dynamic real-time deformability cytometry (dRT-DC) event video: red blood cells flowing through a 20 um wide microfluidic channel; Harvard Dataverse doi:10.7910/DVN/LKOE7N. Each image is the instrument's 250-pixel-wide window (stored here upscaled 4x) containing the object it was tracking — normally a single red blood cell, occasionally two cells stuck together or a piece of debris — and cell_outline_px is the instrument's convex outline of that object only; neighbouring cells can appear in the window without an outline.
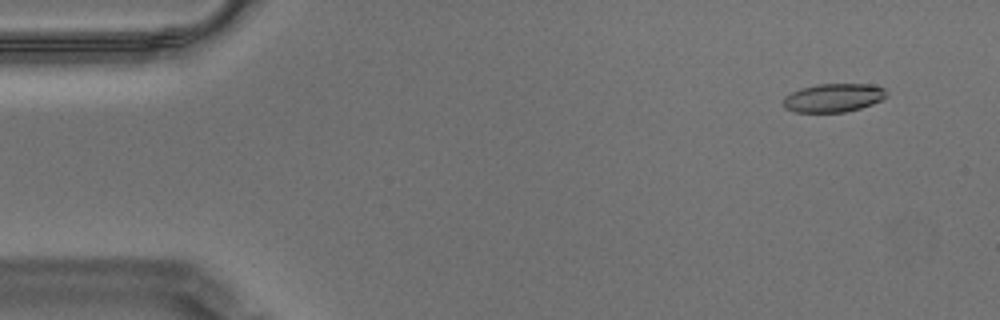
{"species": "Egyptian fruit bat (a non-hibernating species)", "species_latin": "Rousettus aegyptiacus", "temperature_condition": "warm", "stored_images_in_passage": 58, "camera_frame_rate_fps": 3000, "um_per_image_px": 0.085, "animal": {"sex": "male"}, "frame": {"image": 1, "passage_image": 5, "time_ms": 1.333, "image_size_px": [1000, 320], "cell_outline_px": [[888, 96], [872, 104], [860, 108], [844, 112], [796, 112], [784, 108], [784, 96], [800, 88], [816, 84], [872, 84], [884, 88], [888, 92]], "centroid_in_image_um": [70.86, 8.3], "position_along_channel_um": 14.1, "area_um2": 17.22}}
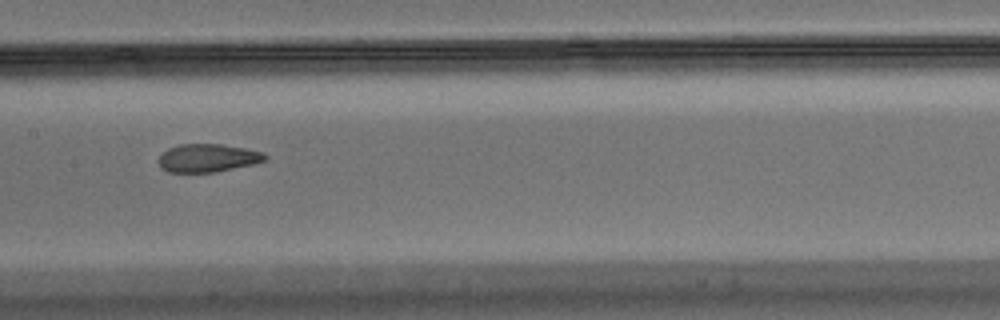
{"frame": {"image": 2, "passage_image": 29, "time_ms": 9.333, "image_size_px": [1000, 320], "cell_outline_px": [[268, 156], [264, 160], [252, 164], [216, 172], [168, 172], [160, 168], [160, 156], [168, 148], [180, 144], [220, 144], [244, 148], [264, 152]], "centroid_in_image_um": [17.66, 13.43], "position_along_channel_um": 189.7, "area_um2": 17.28}}
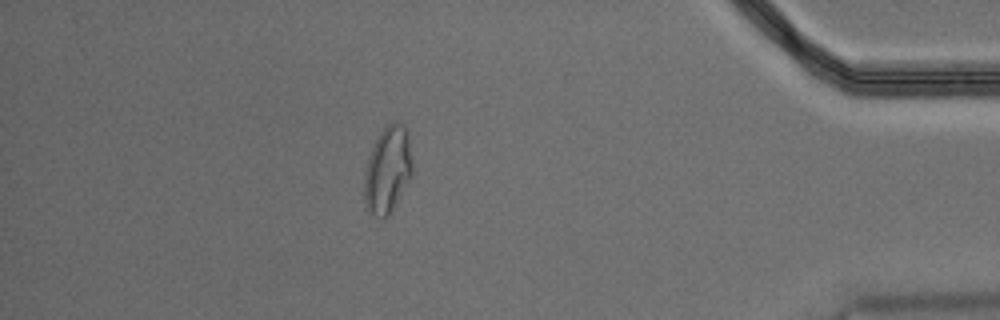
{"frame": {"image": 3, "passage_image": 51, "time_ms": 16.667, "image_size_px": [1000, 320], "cell_outline_px": [[412, 176], [392, 212], [384, 220], [368, 212], [364, 208], [364, 176], [368, 160], [372, 148], [380, 132], [388, 124], [396, 120], [400, 120], [408, 128], [412, 160]], "centroid_in_image_um": [32.97, 14.45], "position_along_channel_um": 402.2, "area_um2": 24.91}, "authors_computed_cell_mechanics": {"area_um2": 18.207, "velocity_mm_per_s": 3.4897, "shape_relaxation_time_tau1_ms": null, "shape_relaxation_time_tau2_ms": 1.3655, "deformation_change_tau1": null, "deformation_change_tau2": 0.0683}}